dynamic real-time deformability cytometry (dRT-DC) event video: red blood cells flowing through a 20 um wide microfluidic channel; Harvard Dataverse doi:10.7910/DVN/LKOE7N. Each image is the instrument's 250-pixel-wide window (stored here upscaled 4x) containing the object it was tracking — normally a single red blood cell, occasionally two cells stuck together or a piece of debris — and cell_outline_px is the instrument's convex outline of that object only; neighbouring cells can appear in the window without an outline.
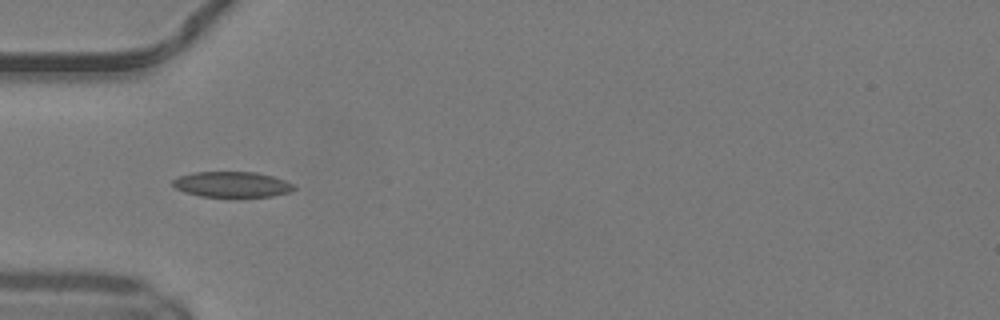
{"species": "common noctule bat (a hibernating species)", "species_latin": "Nyctalus noctula", "temperature_condition": "warm", "stored_images_in_passage": 6, "camera_frame_rate_fps": 3000, "um_per_image_px": 0.085, "animal": {"sex": "male", "body_mass_g": 19.2, "forearm_length_mm": 51.8}, "frame": {"image": 1, "passage_image": 3, "time_ms": 0.667, "image_size_px": [1000, 320], "cell_outline_px": [[296, 188], [288, 192], [272, 196], [200, 196], [184, 192], [176, 188], [172, 184], [172, 180], [180, 176], [192, 172], [256, 172], [272, 176], [284, 180], [292, 184]], "centroid_in_image_um": [19.69, 15.66], "position_along_channel_um": 65.3, "area_um2": 17.8}}